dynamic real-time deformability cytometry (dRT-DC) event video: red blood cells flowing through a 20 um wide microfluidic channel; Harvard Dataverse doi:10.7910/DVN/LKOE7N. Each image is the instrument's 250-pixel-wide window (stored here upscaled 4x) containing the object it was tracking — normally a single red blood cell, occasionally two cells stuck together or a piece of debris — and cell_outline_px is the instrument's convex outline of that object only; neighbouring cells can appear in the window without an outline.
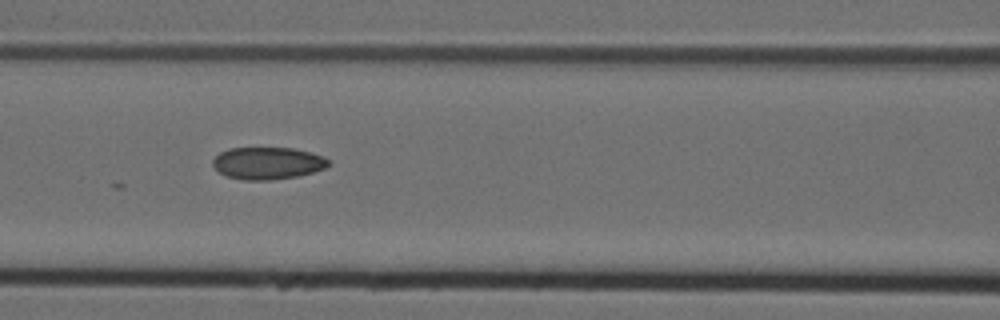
{"species": "Egyptian fruit bat (a non-hibernating species)", "species_latin": "Rousettus aegyptiacus", "temperature_condition": "cold", "stored_images_in_passage": 11, "camera_frame_rate_fps": 3000, "um_per_image_px": 0.085, "animal": {"sex": "female"}, "frame": {"image": 1, "passage_image": 4, "time_ms": 1.0, "image_size_px": [1000, 320], "cell_outline_px": [[332, 164], [324, 168], [312, 172], [296, 176], [272, 180], [244, 180], [224, 176], [212, 164], [212, 160], [220, 152], [228, 148], [292, 148], [324, 156]], "centroid_in_image_um": [22.73, 13.87], "position_along_channel_um": 143.9, "area_um2": 21.68}}
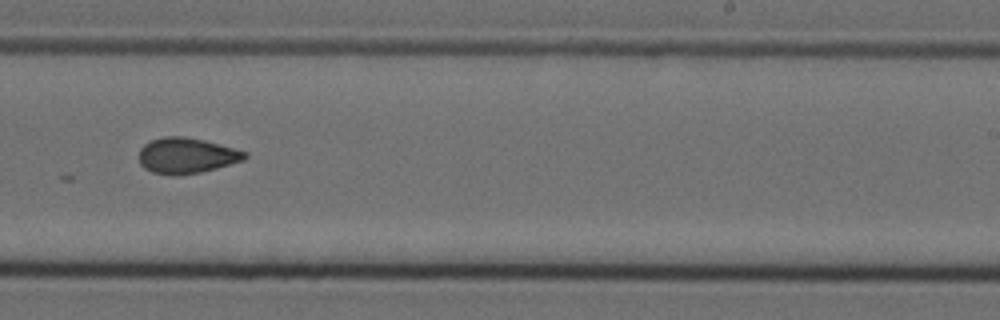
{"frame": {"image": 2, "passage_image": 7, "time_ms": 2.0, "image_size_px": [1000, 320], "cell_outline_px": [[248, 156], [244, 160], [216, 168], [200, 172], [176, 176], [168, 176], [152, 172], [144, 168], [140, 164], [140, 148], [144, 144], [152, 140], [164, 136], [184, 136], [204, 140], [248, 152]], "centroid_in_image_um": [15.85, 13.23], "position_along_channel_um": 273.2, "area_um2": 22.08}}
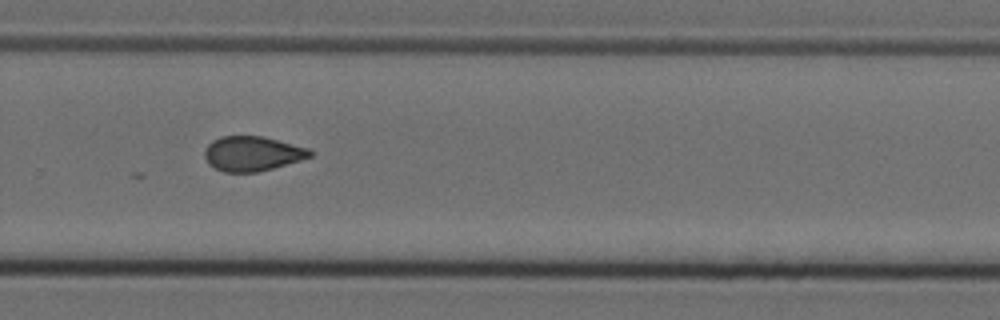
{"frame": {"image": 3, "passage_image": 8, "time_ms": 2.333, "image_size_px": [1000, 320], "cell_outline_px": [[312, 156], [300, 160], [272, 168], [256, 172], [224, 172], [208, 164], [204, 156], [204, 152], [208, 144], [212, 140], [220, 136], [264, 136], [308, 148], [312, 152]], "centroid_in_image_um": [21.42, 13.05], "position_along_channel_um": 308.4, "area_um2": 21.27}}